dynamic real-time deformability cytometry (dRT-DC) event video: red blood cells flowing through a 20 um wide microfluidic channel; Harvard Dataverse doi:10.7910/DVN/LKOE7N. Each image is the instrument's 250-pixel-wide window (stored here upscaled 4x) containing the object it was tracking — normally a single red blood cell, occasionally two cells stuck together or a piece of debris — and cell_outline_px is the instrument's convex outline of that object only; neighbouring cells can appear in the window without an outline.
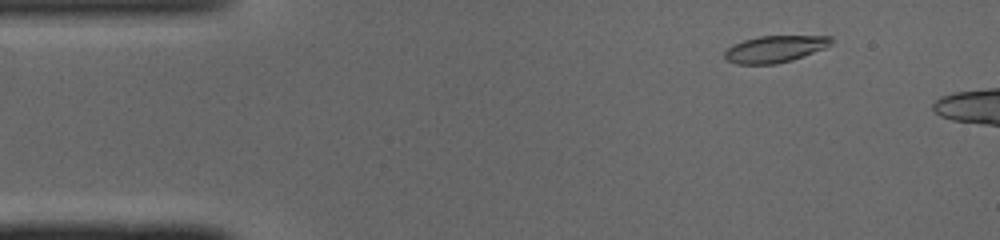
{"species": "common noctule bat (a hibernating species)", "species_latin": "Nyctalus noctula", "temperature_condition": "cold", "stored_images_in_passage": 10, "camera_frame_rate_fps": 3000, "um_per_image_px": 0.085, "animal": {"sex": "male", "body_mass_g": 19.0, "forearm_length_mm": 50.8}, "frame": {"image": 1, "passage_image": 4, "time_ms": 1.0, "image_size_px": [1000, 240], "cell_outline_px": [[832, 44], [824, 48], [804, 56], [792, 60], [776, 64], [736, 64], [724, 60], [724, 52], [732, 44], [744, 40], [760, 36], [832, 36]], "centroid_in_image_um": [65.84, 4.17], "position_along_channel_um": 19.2, "area_um2": 16.7}}